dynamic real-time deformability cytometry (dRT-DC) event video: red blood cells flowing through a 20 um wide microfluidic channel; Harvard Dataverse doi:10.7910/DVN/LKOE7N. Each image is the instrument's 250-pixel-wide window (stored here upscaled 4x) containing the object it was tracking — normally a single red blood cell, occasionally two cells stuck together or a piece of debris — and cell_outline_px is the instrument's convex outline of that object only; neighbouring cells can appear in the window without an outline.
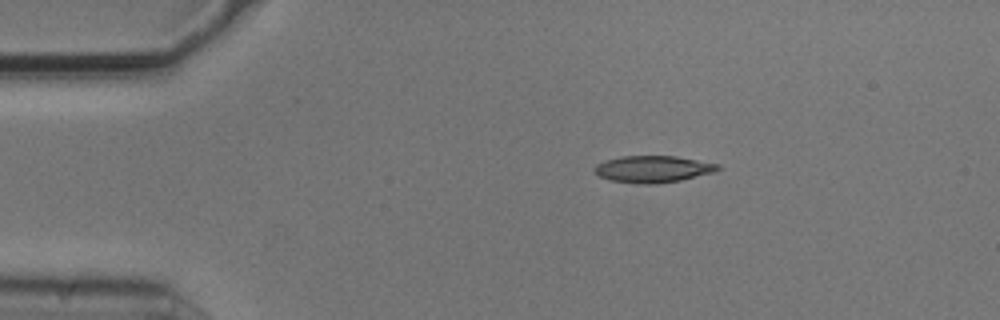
{"species": "common noctule bat (a hibernating species)", "species_latin": "Nyctalus noctula", "temperature_condition": "cold", "stored_images_in_passage": 3, "camera_frame_rate_fps": 3000, "um_per_image_px": 0.085, "animal": {"sex": "male", "body_mass_g": 20.5, "forearm_length_mm": 52.5}, "frame": {"image": 1, "passage_image": 1, "time_ms": 0.0, "image_size_px": [1000, 320], "cell_outline_px": [[720, 168], [716, 172], [680, 180], [656, 184], [636, 184], [608, 180], [600, 176], [592, 168], [596, 164], [604, 160], [620, 156], [676, 156], [720, 164]], "centroid_in_image_um": [55.49, 14.37], "position_along_channel_um": 29.5, "area_um2": 19.48}}